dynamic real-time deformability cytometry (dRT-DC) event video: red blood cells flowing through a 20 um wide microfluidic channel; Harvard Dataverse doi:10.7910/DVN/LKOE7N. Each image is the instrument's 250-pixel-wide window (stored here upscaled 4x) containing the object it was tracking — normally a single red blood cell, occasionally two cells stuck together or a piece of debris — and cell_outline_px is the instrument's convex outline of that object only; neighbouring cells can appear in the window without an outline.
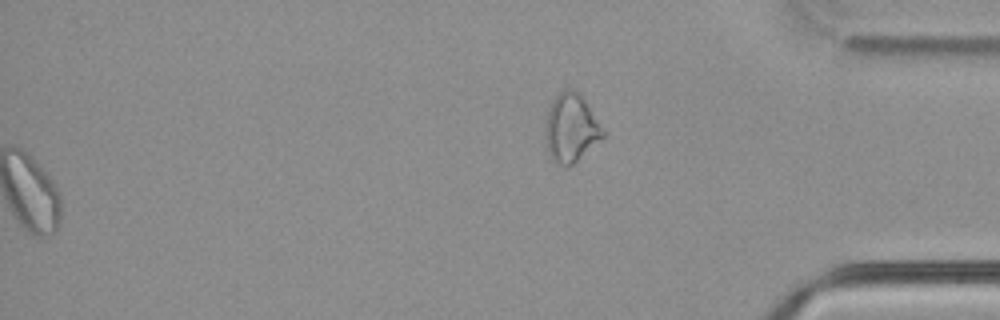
{"species": "common noctule bat (a hibernating species)", "species_latin": "Nyctalus noctula", "temperature_condition": "cold", "stored_images_in_passage": 56, "segment_of_instrument_passage": [2, 2], "camera_frame_rate_fps": 3000, "um_per_image_px": 0.085, "animal": {"sex": "male", "body_mass_g": 21.5, "forearm_length_mm": 52.0}, "frame": {"image": 1, "passage_image": 56, "time_ms": 18.333, "image_size_px": [1000, 320], "cell_outline_px": [[604, 136], [600, 140], [568, 168], [564, 168], [552, 160], [548, 152], [544, 128], [544, 124], [552, 100], [564, 88], [572, 88], [580, 92], [584, 96], [604, 128]], "centroid_in_image_um": [48.54, 10.85], "position_along_channel_um": 386.7, "area_um2": 23.41}}